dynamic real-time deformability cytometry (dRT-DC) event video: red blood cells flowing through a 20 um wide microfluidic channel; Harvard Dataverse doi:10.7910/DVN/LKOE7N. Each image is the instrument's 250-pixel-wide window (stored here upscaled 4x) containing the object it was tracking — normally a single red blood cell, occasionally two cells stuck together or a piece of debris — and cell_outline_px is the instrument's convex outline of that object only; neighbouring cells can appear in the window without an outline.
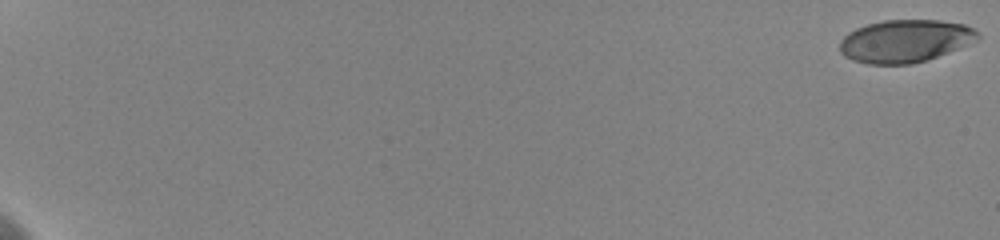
{"species": "human", "species_latin": "Homo sapiens", "temperature_condition": "cold", "stored_images_in_passage": 41, "camera_frame_rate_fps": 3000, "um_per_image_px": 0.085, "donor": {"sex": "female"}, "frame": {"image": 1, "passage_image": 1, "time_ms": 0.0, "image_size_px": [1000, 240], "cell_outline_px": [[980, 36], [976, 40], [968, 44], [948, 52], [912, 64], [868, 64], [852, 60], [844, 56], [840, 52], [840, 40], [848, 32], [856, 28], [868, 24], [884, 20], [940, 20], [964, 24], [980, 32]], "centroid_in_image_um": [76.91, 3.48], "position_along_channel_um": 8.1, "area_um2": 34.22}}
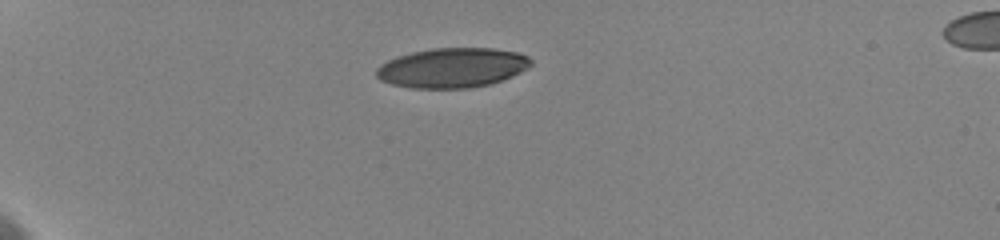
{"frame": {"image": 2, "passage_image": 17, "time_ms": 6.0, "image_size_px": [1000, 240], "cell_outline_px": [[532, 64], [528, 68], [512, 76], [488, 84], [472, 88], [412, 88], [392, 84], [380, 80], [376, 76], [376, 68], [380, 64], [396, 56], [412, 52], [432, 48], [492, 48], [516, 52], [528, 56], [532, 60]], "centroid_in_image_um": [38.42, 5.75], "position_along_channel_um": 46.6, "area_um2": 35.84}}
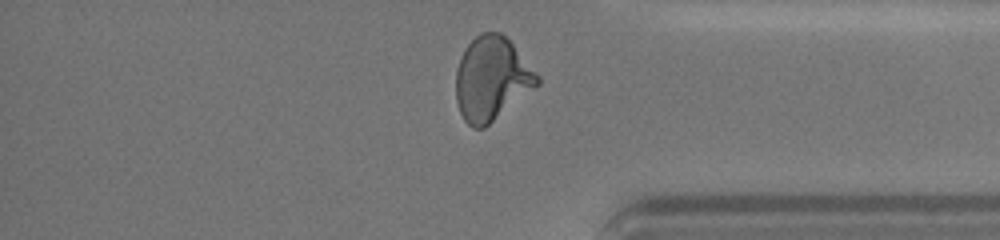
{"frame": {"image": 3, "passage_image": 40, "time_ms": 17.0, "image_size_px": [1000, 240], "cell_outline_px": [[540, 84], [484, 128], [472, 128], [464, 120], [460, 112], [456, 100], [456, 68], [468, 44], [480, 32], [500, 32], [512, 44], [540, 76]], "centroid_in_image_um": [41.79, 6.71], "position_along_channel_um": 393.4, "area_um2": 39.36}, "authors_computed_cell_mechanics": {"area_um2": 37.3966, "velocity_mm_per_s": 3.637, "shape_relaxation_time_tau1_ms": 5.9212, "shape_relaxation_time_tau2_ms": 0.9648, "deformation_change_tau1": 0.1962, "deformation_change_tau2": 0.0679}}